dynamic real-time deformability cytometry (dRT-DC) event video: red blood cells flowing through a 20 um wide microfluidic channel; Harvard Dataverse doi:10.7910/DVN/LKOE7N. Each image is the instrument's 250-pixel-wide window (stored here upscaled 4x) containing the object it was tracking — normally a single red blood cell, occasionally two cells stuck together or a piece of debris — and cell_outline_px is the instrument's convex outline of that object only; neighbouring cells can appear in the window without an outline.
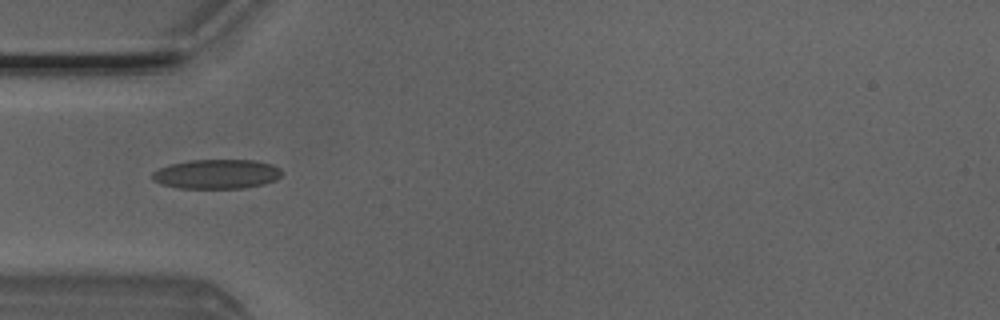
{"species": "Egyptian fruit bat (a non-hibernating species)", "species_latin": "Rousettus aegyptiacus", "temperature_condition": "room temperature", "stored_images_in_passage": 4, "camera_frame_rate_fps": 3000, "um_per_image_px": 0.085, "animal": {"sex": "male"}, "frame": {"image": 1, "passage_image": 1, "time_ms": 0.0, "image_size_px": [1000, 320], "cell_outline_px": [[284, 172], [276, 180], [264, 184], [244, 188], [180, 188], [160, 184], [152, 180], [152, 172], [160, 168], [172, 164], [188, 160], [252, 160], [272, 164], [280, 168]], "centroid_in_image_um": [18.43, 14.8], "position_along_channel_um": 66.6, "area_um2": 22.31}}
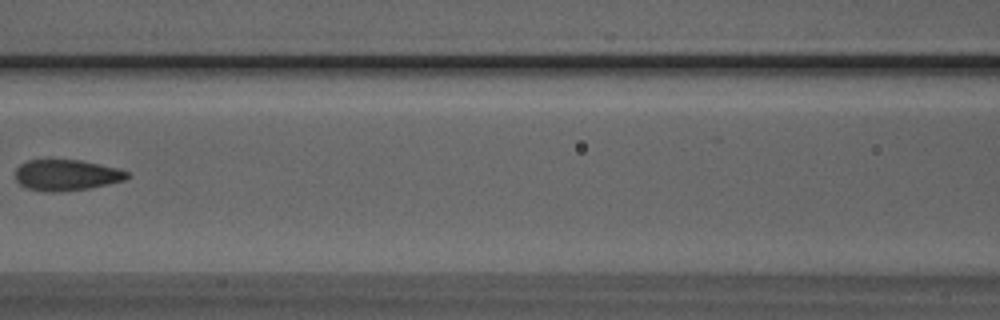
{"frame": {"image": 2, "passage_image": 3, "time_ms": 0.667, "image_size_px": [1000, 320], "cell_outline_px": [[128, 176], [124, 180], [108, 184], [88, 188], [52, 192], [44, 192], [28, 188], [20, 184], [16, 180], [16, 168], [20, 164], [28, 160], [80, 160], [120, 168], [128, 172]], "centroid_in_image_um": [5.64, 14.87], "position_along_channel_um": 161.0, "area_um2": 20.06}}
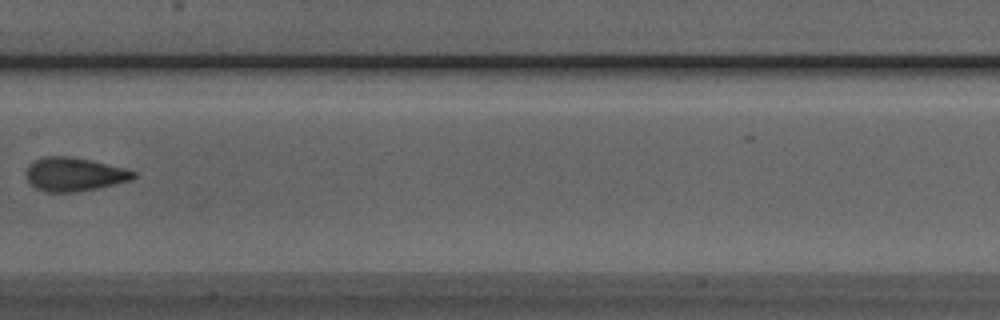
{"frame": {"image": 3, "passage_image": 4, "time_ms": 1.0, "image_size_px": [1000, 320], "cell_outline_px": [[136, 176], [132, 180], [100, 188], [80, 192], [48, 192], [36, 188], [28, 180], [24, 172], [28, 164], [44, 156], [68, 156], [92, 160], [124, 168], [136, 172]], "centroid_in_image_um": [6.31, 14.82], "position_along_channel_um": 201.1, "area_um2": 21.27}}